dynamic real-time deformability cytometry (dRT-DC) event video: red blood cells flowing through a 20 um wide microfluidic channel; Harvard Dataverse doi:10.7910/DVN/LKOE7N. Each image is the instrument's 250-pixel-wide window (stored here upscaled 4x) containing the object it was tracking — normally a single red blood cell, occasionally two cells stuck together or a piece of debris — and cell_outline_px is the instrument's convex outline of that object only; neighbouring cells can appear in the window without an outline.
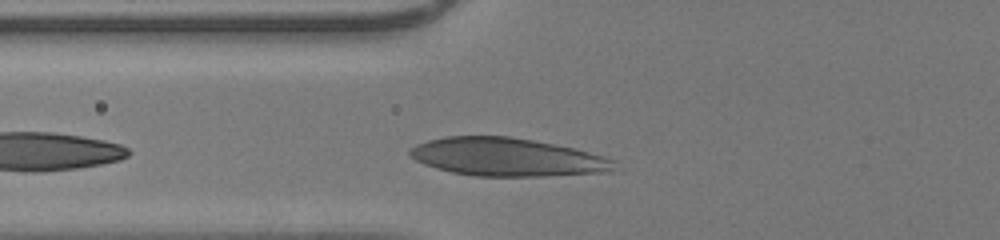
{"species": "human", "species_latin": "Homo sapiens", "temperature_condition": "room temperature", "stored_images_in_passage": 26, "camera_frame_rate_fps": 3000, "um_per_image_px": 0.085, "donor": {"sex": "male"}, "frame": {"image": 1, "passage_image": 3, "time_ms": 0.667, "image_size_px": [1000, 240], "cell_outline_px": [[616, 172], [540, 176], [476, 176], [452, 172], [436, 168], [424, 164], [408, 156], [408, 152], [416, 144], [428, 140], [444, 136], [508, 136], [532, 140], [572, 148], [604, 156], [616, 160]], "centroid_in_image_um": [43.12, 13.36], "position_along_channel_um": 82.7, "area_um2": 45.55}}
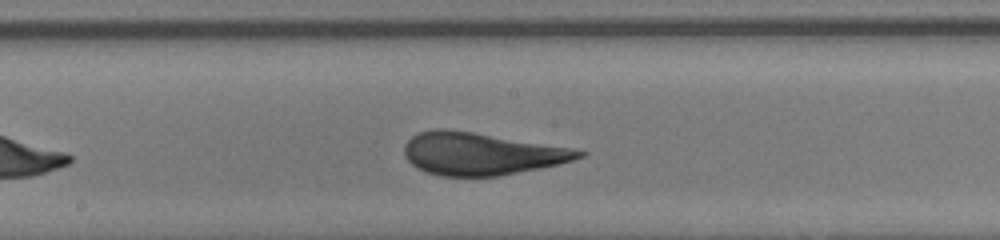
{"frame": {"image": 2, "passage_image": 12, "time_ms": 3.667, "image_size_px": [1000, 240], "cell_outline_px": [[588, 152], [584, 156], [572, 160], [540, 168], [496, 176], [440, 176], [416, 168], [404, 156], [404, 144], [412, 136], [420, 132], [436, 128], [448, 128], [576, 148]], "centroid_in_image_um": [40.9, 13.05], "position_along_channel_um": 207.3, "area_um2": 43.23}}
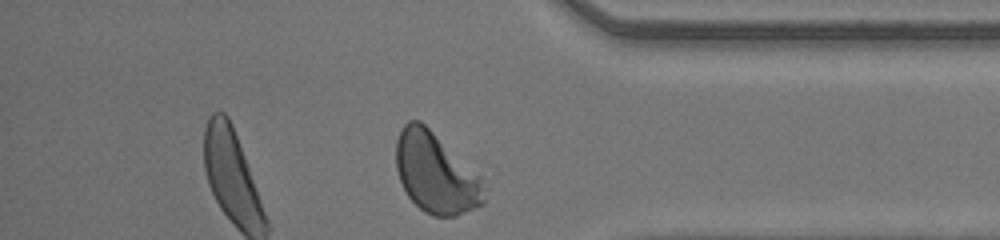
{"frame": {"image": 3, "passage_image": 26, "time_ms": 8.333, "image_size_px": [1000, 240], "cell_outline_px": [[488, 188], [484, 204], [456, 216], [432, 216], [424, 212], [408, 196], [400, 180], [396, 168], [396, 140], [404, 124], [408, 120], [420, 120], [480, 176]], "centroid_in_image_um": [37.06, 14.74], "position_along_channel_um": 398.1, "area_um2": 41.21}, "authors_computed_cell_mechanics": {"area_um2": 43.1188, "velocity_mm_per_s": 4.2142, "shape_relaxation_time_tau1_ms": 4.1101, "shape_relaxation_time_tau2_ms": null, "deformation_change_tau1": 0.1712, "deformation_change_tau2": null}}